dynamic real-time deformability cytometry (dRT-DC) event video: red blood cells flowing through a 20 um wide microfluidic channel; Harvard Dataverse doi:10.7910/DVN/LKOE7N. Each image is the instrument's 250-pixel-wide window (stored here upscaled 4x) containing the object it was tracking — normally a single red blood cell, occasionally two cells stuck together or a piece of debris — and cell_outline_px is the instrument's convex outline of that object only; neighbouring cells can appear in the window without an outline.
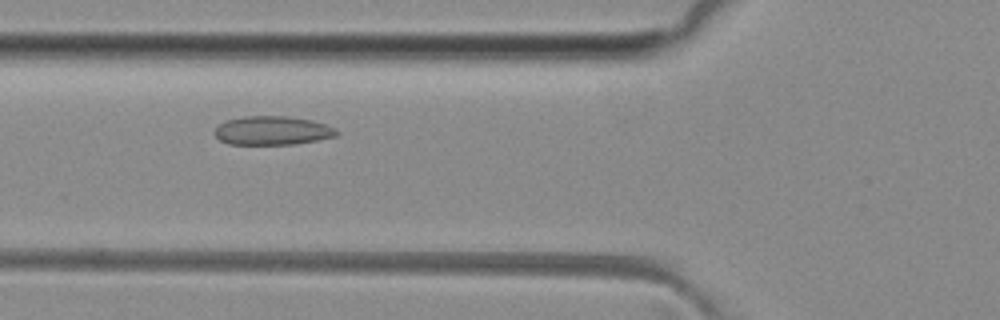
{"species": "common noctule bat (a hibernating species)", "species_latin": "Nyctalus noctula", "temperature_condition": "room temperature", "stored_images_in_passage": 48, "camera_frame_rate_fps": 3000, "um_per_image_px": 0.085, "animal": {"sex": "female", "body_mass_g": 29.2, "forearm_length_mm": 56.3}, "frame": {"image": 1, "passage_image": 16, "time_ms": 5.0, "image_size_px": [1000, 320], "cell_outline_px": [[340, 132], [336, 136], [296, 144], [228, 144], [220, 140], [212, 132], [224, 120], [244, 116], [288, 116], [312, 120], [336, 128]], "centroid_in_image_um": [23.14, 11.09], "position_along_channel_um": 102.7, "area_um2": 20.58}}
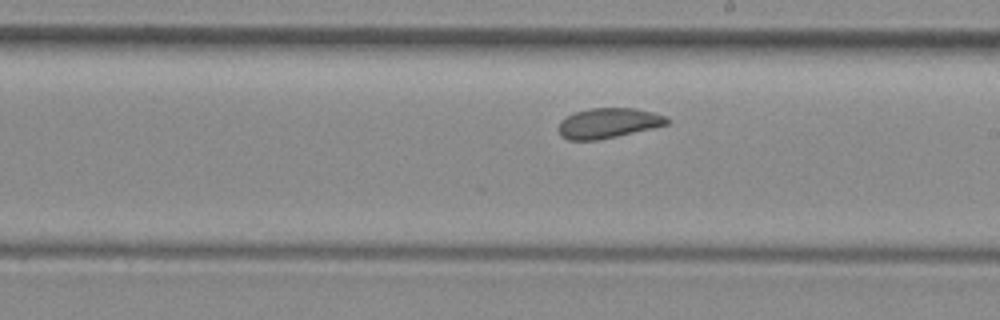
{"frame": {"image": 2, "passage_image": 26, "time_ms": 8.333, "image_size_px": [1000, 320], "cell_outline_px": [[668, 124], [652, 128], [616, 136], [596, 140], [568, 140], [560, 136], [560, 120], [576, 112], [592, 108], [636, 108], [652, 112], [664, 116], [668, 120]], "centroid_in_image_um": [51.69, 10.46], "position_along_channel_um": 237.3, "area_um2": 18.67}}
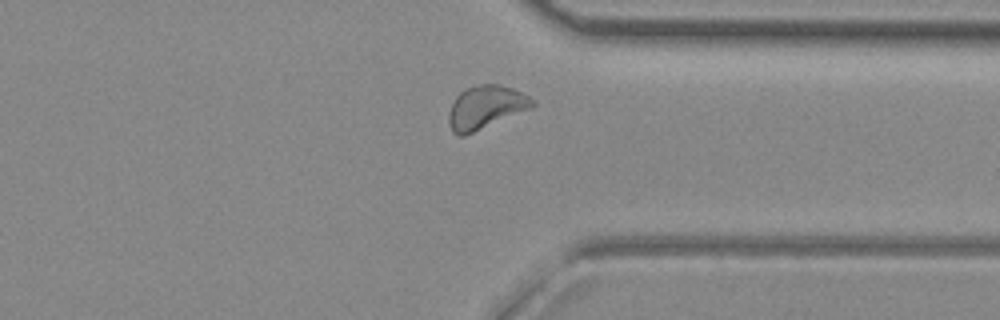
{"frame": {"image": 3, "passage_image": 36, "time_ms": 11.667, "image_size_px": [1000, 320], "cell_outline_px": [[536, 104], [528, 108], [464, 136], [456, 136], [452, 132], [448, 120], [448, 116], [452, 104], [456, 96], [464, 88], [476, 84], [496, 84], [512, 88], [536, 100]], "centroid_in_image_um": [41.23, 9.1], "position_along_channel_um": 370.2, "area_um2": 20.69}, "authors_computed_cell_mechanics": {"area_um2": 20.5479, "velocity_mm_per_s": 4.0403, "shape_relaxation_time_tau1_ms": 11.3561, "shape_relaxation_time_tau2_ms": 2.425, "deformation_change_tau1": 0.1355, "deformation_change_tau2": 0.0718}}